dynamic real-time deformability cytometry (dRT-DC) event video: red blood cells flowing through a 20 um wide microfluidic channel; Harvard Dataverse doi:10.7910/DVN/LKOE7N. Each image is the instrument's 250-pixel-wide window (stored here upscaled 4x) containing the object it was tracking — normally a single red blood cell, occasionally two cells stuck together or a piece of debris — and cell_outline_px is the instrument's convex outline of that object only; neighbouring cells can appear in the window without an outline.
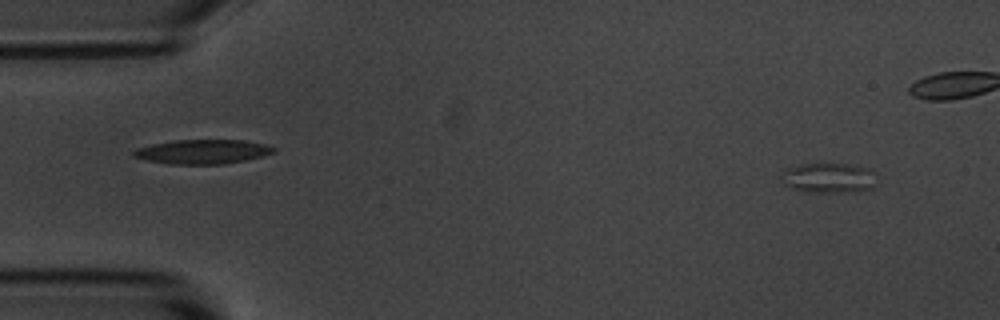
{"species": "common noctule bat (a hibernating species)", "species_latin": "Nyctalus noctula", "temperature_condition": "room temperature", "stored_images_in_passage": 6, "camera_frame_rate_fps": 3000, "um_per_image_px": 0.085, "animal": {"sex": "male", "body_mass_g": 20.1, "forearm_length_mm": 53.5}, "frame": {"image": 1, "passage_image": 1, "time_ms": 0.0, "image_size_px": [1000, 320], "cell_outline_px": [[876, 184], [872, 188], [840, 192], [808, 192], [792, 188], [784, 184], [780, 176], [784, 168], [800, 164], [848, 164], [872, 168]], "centroid_in_image_um": [70.4, 15.1], "position_along_channel_um": 14.6, "area_um2": 16.7}}
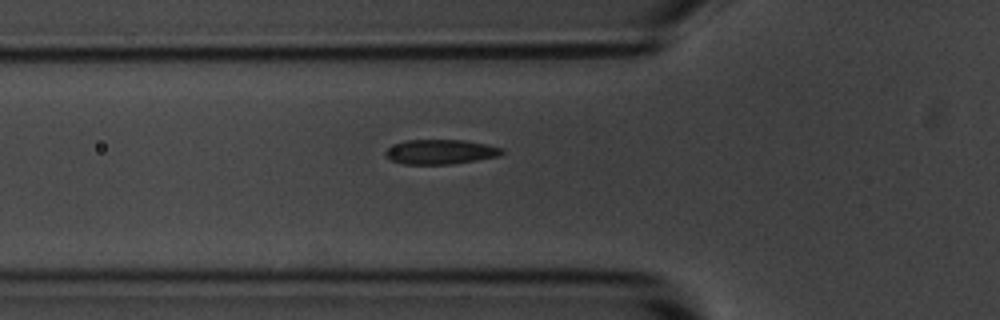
{"frame": {"image": 2, "passage_image": 6, "time_ms": 6.667, "image_size_px": [1000, 320], "cell_outline_px": [[504, 152], [500, 156], [452, 164], [404, 164], [392, 160], [384, 152], [388, 148], [396, 144], [408, 140], [464, 140], [504, 148]], "centroid_in_image_um": [37.49, 12.91], "position_along_channel_um": 88.3, "area_um2": 16.53}}